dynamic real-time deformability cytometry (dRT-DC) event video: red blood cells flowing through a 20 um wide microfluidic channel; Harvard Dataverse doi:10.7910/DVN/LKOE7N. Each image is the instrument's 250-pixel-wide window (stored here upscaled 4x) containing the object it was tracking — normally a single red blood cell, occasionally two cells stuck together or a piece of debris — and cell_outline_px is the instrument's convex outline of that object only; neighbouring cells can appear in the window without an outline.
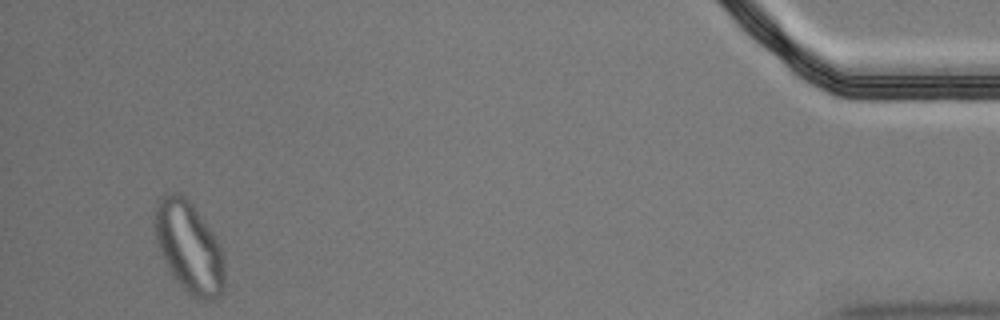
{"species": "Egyptian fruit bat (a non-hibernating species)", "species_latin": "Rousettus aegyptiacus", "temperature_condition": "cold", "stored_images_in_passage": 58, "segment_of_instrument_passage": [2, 2], "camera_frame_rate_fps": 3000, "um_per_image_px": 0.085, "animal": {"sex": "male"}, "frame": {"image": 1, "passage_image": 55, "time_ms": 18.0, "image_size_px": [1000, 320], "cell_outline_px": [[224, 288], [220, 296], [212, 300], [200, 300], [192, 296], [176, 280], [168, 268], [164, 260], [156, 240], [156, 200], [164, 192], [176, 192], [184, 196], [192, 204], [212, 232], [220, 244], [224, 256]], "centroid_in_image_um": [16.09, 21.01], "position_along_channel_um": 419.1, "area_um2": 36.88}}